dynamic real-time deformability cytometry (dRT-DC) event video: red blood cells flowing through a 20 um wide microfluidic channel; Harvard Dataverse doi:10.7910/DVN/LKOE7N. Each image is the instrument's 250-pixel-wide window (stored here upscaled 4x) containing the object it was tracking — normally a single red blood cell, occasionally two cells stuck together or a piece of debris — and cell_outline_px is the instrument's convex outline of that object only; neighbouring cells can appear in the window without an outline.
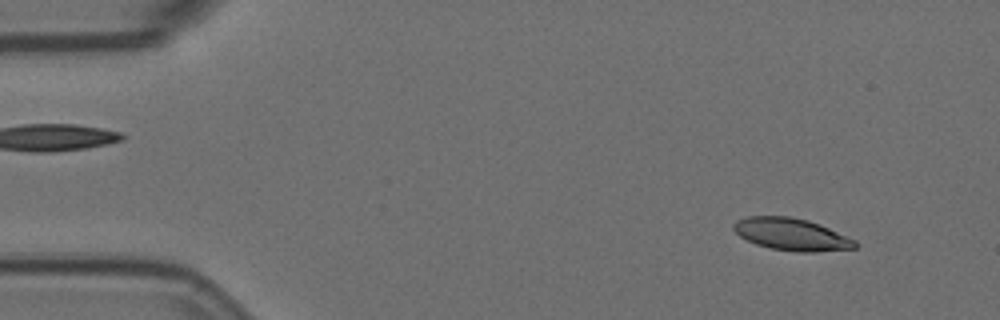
{"species": "Egyptian fruit bat (a non-hibernating species)", "species_latin": "Rousettus aegyptiacus", "temperature_condition": "room temperature", "stored_images_in_passage": 56, "camera_frame_rate_fps": 3000, "um_per_image_px": 0.085, "animal": {"sex": "female"}, "frame": {"image": 1, "passage_image": 5, "time_ms": 1.333, "image_size_px": [1000, 320], "cell_outline_px": [[860, 244], [856, 248], [812, 252], [796, 252], [768, 248], [756, 244], [740, 236], [732, 228], [732, 224], [736, 220], [748, 216], [792, 216], [808, 220], [820, 224], [856, 240]], "centroid_in_image_um": [67.29, 19.91], "position_along_channel_um": 17.7, "area_um2": 23.0}}
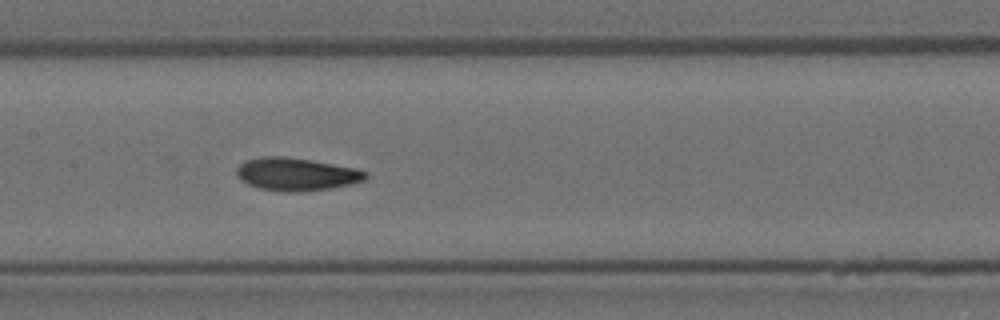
{"frame": {"image": 2, "passage_image": 27, "time_ms": 8.667, "image_size_px": [1000, 320], "cell_outline_px": [[368, 176], [364, 180], [352, 184], [332, 188], [300, 192], [284, 192], [260, 188], [248, 184], [240, 180], [236, 176], [236, 168], [244, 160], [260, 156], [284, 156], [356, 168], [368, 172]], "centroid_in_image_um": [25.16, 14.81], "position_along_channel_um": 182.2, "area_um2": 24.85}}
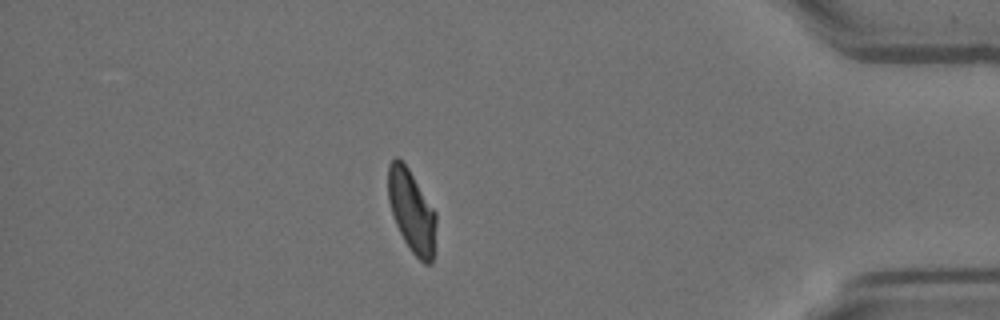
{"frame": {"image": 3, "passage_image": 49, "time_ms": 16.0, "image_size_px": [1000, 320], "cell_outline_px": [[436, 224], [432, 264], [424, 264], [412, 252], [404, 240], [396, 224], [388, 200], [388, 164], [396, 156], [408, 168], [436, 212]], "centroid_in_image_um": [34.99, 17.95], "position_along_channel_um": 400.2, "area_um2": 22.83}, "authors_computed_cell_mechanics": {"area_um2": 23.8714, "velocity_mm_per_s": 3.5352, "shape_relaxation_time_tau1_ms": 5.5294, "shape_relaxation_time_tau2_ms": 2.3843, "deformation_change_tau1": 0.1653, "deformation_change_tau2": 0.0724}}